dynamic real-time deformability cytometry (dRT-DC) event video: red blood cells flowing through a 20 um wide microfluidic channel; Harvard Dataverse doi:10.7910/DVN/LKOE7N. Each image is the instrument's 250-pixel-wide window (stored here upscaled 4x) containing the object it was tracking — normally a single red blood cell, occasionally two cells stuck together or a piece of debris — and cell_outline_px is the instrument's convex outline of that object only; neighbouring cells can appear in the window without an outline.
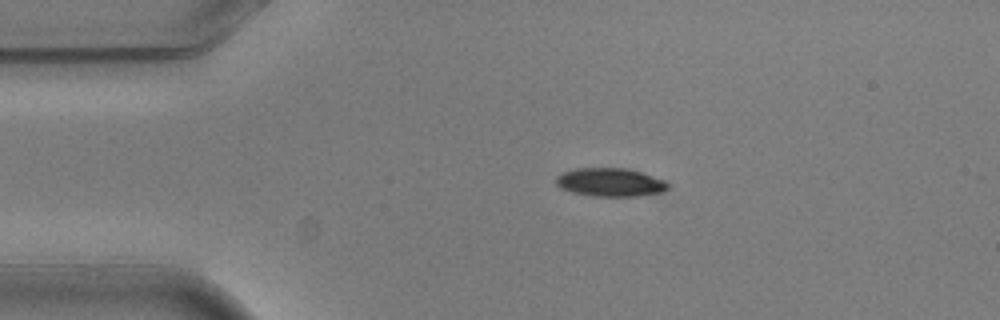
{"species": "common noctule bat (a hibernating species)", "species_latin": "Nyctalus noctula", "temperature_condition": "warm", "stored_images_in_passage": 4, "camera_frame_rate_fps": 3000, "um_per_image_px": 0.085, "animal": {"sex": "male", "body_mass_g": 20.5, "forearm_length_mm": 52.5}, "frame": {"image": 1, "passage_image": 2, "time_ms": 0.333, "image_size_px": [1000, 320], "cell_outline_px": [[668, 188], [664, 192], [636, 196], [592, 196], [572, 192], [560, 188], [556, 184], [556, 176], [560, 172], [576, 168], [628, 168], [664, 180], [668, 184]], "centroid_in_image_um": [51.83, 15.49], "position_along_channel_um": 33.2, "area_um2": 18.61}}